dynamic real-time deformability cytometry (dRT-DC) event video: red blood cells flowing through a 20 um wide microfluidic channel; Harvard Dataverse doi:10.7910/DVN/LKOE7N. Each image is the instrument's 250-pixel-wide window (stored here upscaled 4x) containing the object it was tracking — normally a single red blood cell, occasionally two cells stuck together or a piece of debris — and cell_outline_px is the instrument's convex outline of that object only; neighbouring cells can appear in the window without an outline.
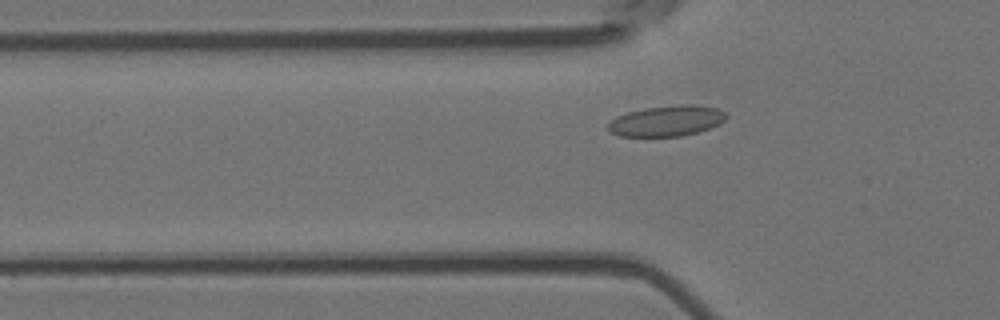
{"species": "Egyptian fruit bat (a non-hibernating species)", "species_latin": "Rousettus aegyptiacus", "temperature_condition": "room temperature", "stored_images_in_passage": 40, "camera_frame_rate_fps": 3000, "um_per_image_px": 0.085, "animal": {"sex": "female"}, "frame": {"image": 1, "passage_image": 2, "time_ms": 0.333, "image_size_px": [1000, 320], "cell_outline_px": [[728, 116], [720, 124], [696, 132], [680, 136], [620, 136], [612, 132], [608, 128], [608, 124], [616, 116], [628, 112], [644, 108], [684, 104], [692, 104], [716, 108], [724, 112]], "centroid_in_image_um": [56.67, 10.27], "position_along_channel_um": 69.1, "area_um2": 20.87}}
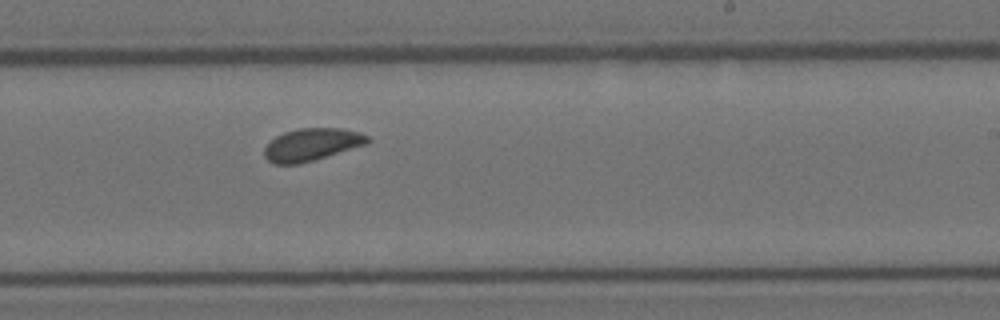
{"frame": {"image": 2, "passage_image": 18, "time_ms": 5.667, "image_size_px": [1000, 320], "cell_outline_px": [[372, 140], [368, 144], [300, 164], [272, 164], [264, 156], [264, 148], [276, 136], [284, 132], [300, 128], [344, 128], [360, 132], [368, 136]], "centroid_in_image_um": [26.53, 12.28], "position_along_channel_um": 262.5, "area_um2": 19.65}}
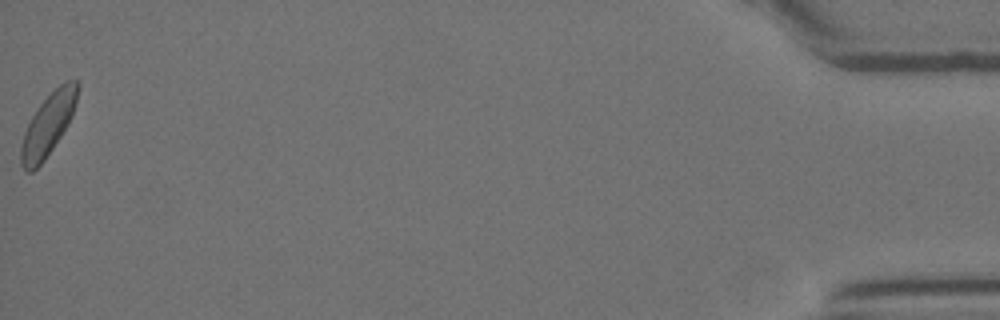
{"frame": {"image": 3, "passage_image": 40, "time_ms": 13.0, "image_size_px": [1000, 320], "cell_outline_px": [[80, 84], [72, 116], [68, 124], [44, 160], [32, 172], [28, 172], [20, 164], [20, 148], [24, 132], [32, 116], [40, 104], [64, 80], [76, 80]], "centroid_in_image_um": [4.08, 10.58], "position_along_channel_um": 431.1, "area_um2": 20.11}, "authors_computed_cell_mechanics": {"area_um2": 19.5942, "velocity_mm_per_s": 3.6224, "shape_relaxation_time_tau1_ms": 2.5504, "shape_relaxation_time_tau2_ms": 0.6003, "deformation_change_tau1": 0.0561, "deformation_change_tau2": 0.0432}}